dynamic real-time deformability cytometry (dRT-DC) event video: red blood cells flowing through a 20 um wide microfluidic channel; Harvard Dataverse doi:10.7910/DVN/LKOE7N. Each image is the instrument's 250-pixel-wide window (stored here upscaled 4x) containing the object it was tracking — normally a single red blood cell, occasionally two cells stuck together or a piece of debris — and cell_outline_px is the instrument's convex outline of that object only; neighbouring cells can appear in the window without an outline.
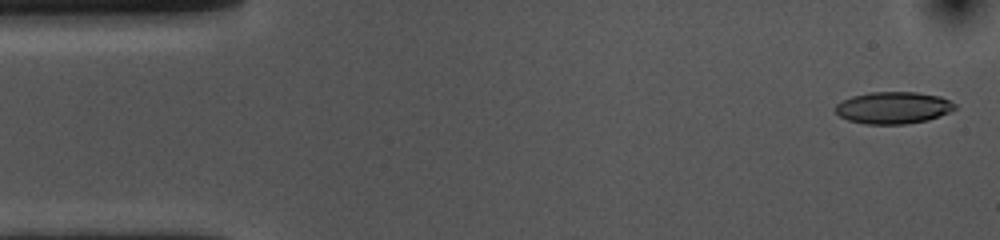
{"species": "common noctule bat (a hibernating species)", "species_latin": "Nyctalus noctula", "temperature_condition": "cold", "stored_images_in_passage": 55, "camera_frame_rate_fps": 3000, "um_per_image_px": 0.085, "animal": {"sex": "female", "body_mass_g": 10.0, "forearm_length_mm": 53.1}, "frame": {"image": 1, "passage_image": 2, "time_ms": 0.333, "image_size_px": [1000, 240], "cell_outline_px": [[956, 108], [940, 116], [928, 120], [904, 124], [864, 124], [848, 120], [840, 116], [836, 112], [836, 104], [852, 96], [868, 92], [916, 92], [940, 96], [956, 104]], "centroid_in_image_um": [75.93, 9.16], "position_along_channel_um": 9.1, "area_um2": 22.2}}
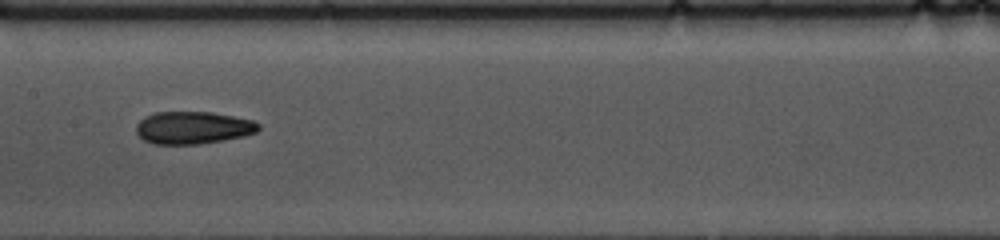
{"frame": {"image": 2, "passage_image": 26, "time_ms": 8.333, "image_size_px": [1000, 240], "cell_outline_px": [[260, 128], [256, 132], [244, 136], [200, 144], [152, 144], [144, 140], [136, 132], [136, 124], [144, 116], [156, 112], [212, 112], [252, 120], [260, 124]], "centroid_in_image_um": [16.38, 10.85], "position_along_channel_um": 191.0, "area_um2": 23.18}}
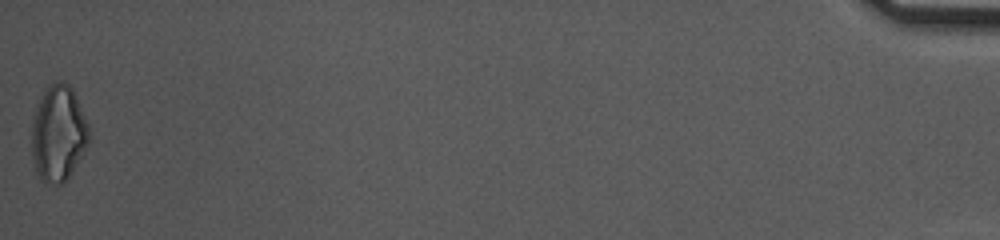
{"frame": {"image": 3, "passage_image": 55, "time_ms": 18.0, "image_size_px": [1000, 240], "cell_outline_px": [[88, 144], [64, 184], [56, 184], [40, 180], [36, 172], [32, 156], [32, 124], [36, 108], [48, 84], [52, 80], [64, 80], [72, 88], [76, 96], [88, 124]], "centroid_in_image_um": [4.95, 11.32], "position_along_channel_um": 430.3, "area_um2": 31.91}, "authors_computed_cell_mechanics": {"area_um2": 23.12, "velocity_mm_per_s": 3.5602, "shape_relaxation_time_tau1_ms": 7.3588, "shape_relaxation_time_tau2_ms": 5.4383, "deformation_change_tau1": 0.161, "deformation_change_tau2": 0.139}}